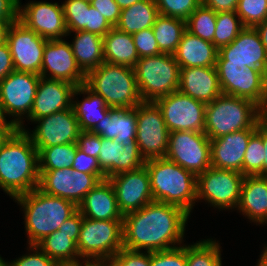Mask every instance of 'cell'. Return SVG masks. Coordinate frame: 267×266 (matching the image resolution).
Returning <instances> with one entry per match:
<instances>
[{
    "mask_svg": "<svg viewBox=\"0 0 267 266\" xmlns=\"http://www.w3.org/2000/svg\"><path fill=\"white\" fill-rule=\"evenodd\" d=\"M189 215L179 206L151 201L123 215V248L147 252L176 248L170 245L182 242Z\"/></svg>",
    "mask_w": 267,
    "mask_h": 266,
    "instance_id": "6da1fadb",
    "label": "cell"
},
{
    "mask_svg": "<svg viewBox=\"0 0 267 266\" xmlns=\"http://www.w3.org/2000/svg\"><path fill=\"white\" fill-rule=\"evenodd\" d=\"M38 151L26 130L16 128L0 148V187L13 199L39 187Z\"/></svg>",
    "mask_w": 267,
    "mask_h": 266,
    "instance_id": "7a4b0ae2",
    "label": "cell"
},
{
    "mask_svg": "<svg viewBox=\"0 0 267 266\" xmlns=\"http://www.w3.org/2000/svg\"><path fill=\"white\" fill-rule=\"evenodd\" d=\"M24 208L29 245L35 246L55 232L78 207L71 201L51 196L39 188L14 198Z\"/></svg>",
    "mask_w": 267,
    "mask_h": 266,
    "instance_id": "3957f363",
    "label": "cell"
},
{
    "mask_svg": "<svg viewBox=\"0 0 267 266\" xmlns=\"http://www.w3.org/2000/svg\"><path fill=\"white\" fill-rule=\"evenodd\" d=\"M153 201L183 208L190 214L197 198V176L166 158L146 160Z\"/></svg>",
    "mask_w": 267,
    "mask_h": 266,
    "instance_id": "277c9868",
    "label": "cell"
},
{
    "mask_svg": "<svg viewBox=\"0 0 267 266\" xmlns=\"http://www.w3.org/2000/svg\"><path fill=\"white\" fill-rule=\"evenodd\" d=\"M262 121V109L254 102L221 94L206 104L204 133L209 139H215L257 127Z\"/></svg>",
    "mask_w": 267,
    "mask_h": 266,
    "instance_id": "5b68a950",
    "label": "cell"
},
{
    "mask_svg": "<svg viewBox=\"0 0 267 266\" xmlns=\"http://www.w3.org/2000/svg\"><path fill=\"white\" fill-rule=\"evenodd\" d=\"M85 85L111 108H133L143 102L131 67L103 62L86 74Z\"/></svg>",
    "mask_w": 267,
    "mask_h": 266,
    "instance_id": "8992f818",
    "label": "cell"
},
{
    "mask_svg": "<svg viewBox=\"0 0 267 266\" xmlns=\"http://www.w3.org/2000/svg\"><path fill=\"white\" fill-rule=\"evenodd\" d=\"M133 68L143 102H155L178 91L180 66L174 54L139 58Z\"/></svg>",
    "mask_w": 267,
    "mask_h": 266,
    "instance_id": "52a82bcc",
    "label": "cell"
},
{
    "mask_svg": "<svg viewBox=\"0 0 267 266\" xmlns=\"http://www.w3.org/2000/svg\"><path fill=\"white\" fill-rule=\"evenodd\" d=\"M80 258L107 261L123 248V220H93L83 217L77 241ZM89 258V259H88Z\"/></svg>",
    "mask_w": 267,
    "mask_h": 266,
    "instance_id": "ba28073f",
    "label": "cell"
},
{
    "mask_svg": "<svg viewBox=\"0 0 267 266\" xmlns=\"http://www.w3.org/2000/svg\"><path fill=\"white\" fill-rule=\"evenodd\" d=\"M222 94L244 98L261 109L267 103L266 76L263 70L246 68L244 64L215 65Z\"/></svg>",
    "mask_w": 267,
    "mask_h": 266,
    "instance_id": "9c48e42d",
    "label": "cell"
},
{
    "mask_svg": "<svg viewBox=\"0 0 267 266\" xmlns=\"http://www.w3.org/2000/svg\"><path fill=\"white\" fill-rule=\"evenodd\" d=\"M165 158L198 176L211 167L210 139L202 132L172 131Z\"/></svg>",
    "mask_w": 267,
    "mask_h": 266,
    "instance_id": "30bf717a",
    "label": "cell"
},
{
    "mask_svg": "<svg viewBox=\"0 0 267 266\" xmlns=\"http://www.w3.org/2000/svg\"><path fill=\"white\" fill-rule=\"evenodd\" d=\"M136 118V142L142 157L145 161L165 158L170 132L161 109L155 102H141L136 106Z\"/></svg>",
    "mask_w": 267,
    "mask_h": 266,
    "instance_id": "8fae6325",
    "label": "cell"
},
{
    "mask_svg": "<svg viewBox=\"0 0 267 266\" xmlns=\"http://www.w3.org/2000/svg\"><path fill=\"white\" fill-rule=\"evenodd\" d=\"M39 189L44 193L61 197L78 206L84 196L101 181L105 174H87L72 168L39 170Z\"/></svg>",
    "mask_w": 267,
    "mask_h": 266,
    "instance_id": "7c38bea8",
    "label": "cell"
},
{
    "mask_svg": "<svg viewBox=\"0 0 267 266\" xmlns=\"http://www.w3.org/2000/svg\"><path fill=\"white\" fill-rule=\"evenodd\" d=\"M40 77L33 73L14 70L0 81V105L4 114L17 117L11 122L20 130H25L20 116L30 115Z\"/></svg>",
    "mask_w": 267,
    "mask_h": 266,
    "instance_id": "4fadbf2b",
    "label": "cell"
},
{
    "mask_svg": "<svg viewBox=\"0 0 267 266\" xmlns=\"http://www.w3.org/2000/svg\"><path fill=\"white\" fill-rule=\"evenodd\" d=\"M244 175L238 171L208 168L197 176V198L220 209L236 208Z\"/></svg>",
    "mask_w": 267,
    "mask_h": 266,
    "instance_id": "5bb4252c",
    "label": "cell"
},
{
    "mask_svg": "<svg viewBox=\"0 0 267 266\" xmlns=\"http://www.w3.org/2000/svg\"><path fill=\"white\" fill-rule=\"evenodd\" d=\"M155 103L162 111L169 132L204 133L206 103L193 99L179 90L157 99Z\"/></svg>",
    "mask_w": 267,
    "mask_h": 266,
    "instance_id": "9a60e30c",
    "label": "cell"
},
{
    "mask_svg": "<svg viewBox=\"0 0 267 266\" xmlns=\"http://www.w3.org/2000/svg\"><path fill=\"white\" fill-rule=\"evenodd\" d=\"M47 41L19 20L14 22L7 34L14 70L40 75Z\"/></svg>",
    "mask_w": 267,
    "mask_h": 266,
    "instance_id": "2e32d148",
    "label": "cell"
},
{
    "mask_svg": "<svg viewBox=\"0 0 267 266\" xmlns=\"http://www.w3.org/2000/svg\"><path fill=\"white\" fill-rule=\"evenodd\" d=\"M39 122L33 134H29L36 148L76 143L81 129L72 108L36 119Z\"/></svg>",
    "mask_w": 267,
    "mask_h": 266,
    "instance_id": "e0dca14e",
    "label": "cell"
},
{
    "mask_svg": "<svg viewBox=\"0 0 267 266\" xmlns=\"http://www.w3.org/2000/svg\"><path fill=\"white\" fill-rule=\"evenodd\" d=\"M216 64H244L267 71V51L255 27H245L229 45L218 50Z\"/></svg>",
    "mask_w": 267,
    "mask_h": 266,
    "instance_id": "ac0fdd59",
    "label": "cell"
},
{
    "mask_svg": "<svg viewBox=\"0 0 267 266\" xmlns=\"http://www.w3.org/2000/svg\"><path fill=\"white\" fill-rule=\"evenodd\" d=\"M108 180L114 187L117 205L123 215L137 211L153 201L150 177L145 166L116 174Z\"/></svg>",
    "mask_w": 267,
    "mask_h": 266,
    "instance_id": "d6986e66",
    "label": "cell"
},
{
    "mask_svg": "<svg viewBox=\"0 0 267 266\" xmlns=\"http://www.w3.org/2000/svg\"><path fill=\"white\" fill-rule=\"evenodd\" d=\"M65 81L78 87L85 84L86 74L77 65L70 44L63 39L48 40L45 45L40 76Z\"/></svg>",
    "mask_w": 267,
    "mask_h": 266,
    "instance_id": "ffe728a7",
    "label": "cell"
},
{
    "mask_svg": "<svg viewBox=\"0 0 267 266\" xmlns=\"http://www.w3.org/2000/svg\"><path fill=\"white\" fill-rule=\"evenodd\" d=\"M19 21L47 40L68 34L63 7L57 3L30 2L19 9Z\"/></svg>",
    "mask_w": 267,
    "mask_h": 266,
    "instance_id": "44dd1931",
    "label": "cell"
},
{
    "mask_svg": "<svg viewBox=\"0 0 267 266\" xmlns=\"http://www.w3.org/2000/svg\"><path fill=\"white\" fill-rule=\"evenodd\" d=\"M256 129L257 127H251L210 139L211 166L242 173L247 144Z\"/></svg>",
    "mask_w": 267,
    "mask_h": 266,
    "instance_id": "7402d4cb",
    "label": "cell"
},
{
    "mask_svg": "<svg viewBox=\"0 0 267 266\" xmlns=\"http://www.w3.org/2000/svg\"><path fill=\"white\" fill-rule=\"evenodd\" d=\"M77 87L71 83L40 77L34 104L28 119L35 121L44 116L72 108L73 92Z\"/></svg>",
    "mask_w": 267,
    "mask_h": 266,
    "instance_id": "603a6c76",
    "label": "cell"
},
{
    "mask_svg": "<svg viewBox=\"0 0 267 266\" xmlns=\"http://www.w3.org/2000/svg\"><path fill=\"white\" fill-rule=\"evenodd\" d=\"M98 162L101 171L108 179L122 172L140 169L146 161L140 154L138 144L123 147L113 139L102 138Z\"/></svg>",
    "mask_w": 267,
    "mask_h": 266,
    "instance_id": "cb8c5ba5",
    "label": "cell"
},
{
    "mask_svg": "<svg viewBox=\"0 0 267 266\" xmlns=\"http://www.w3.org/2000/svg\"><path fill=\"white\" fill-rule=\"evenodd\" d=\"M178 90L206 104L222 94L215 67L180 68Z\"/></svg>",
    "mask_w": 267,
    "mask_h": 266,
    "instance_id": "d4e9b609",
    "label": "cell"
},
{
    "mask_svg": "<svg viewBox=\"0 0 267 266\" xmlns=\"http://www.w3.org/2000/svg\"><path fill=\"white\" fill-rule=\"evenodd\" d=\"M102 138L113 139L124 146L137 144L136 107L110 108L104 119L91 131Z\"/></svg>",
    "mask_w": 267,
    "mask_h": 266,
    "instance_id": "484cf974",
    "label": "cell"
},
{
    "mask_svg": "<svg viewBox=\"0 0 267 266\" xmlns=\"http://www.w3.org/2000/svg\"><path fill=\"white\" fill-rule=\"evenodd\" d=\"M83 217L93 220H123L113 185L108 179L101 181L77 206Z\"/></svg>",
    "mask_w": 267,
    "mask_h": 266,
    "instance_id": "4316f807",
    "label": "cell"
},
{
    "mask_svg": "<svg viewBox=\"0 0 267 266\" xmlns=\"http://www.w3.org/2000/svg\"><path fill=\"white\" fill-rule=\"evenodd\" d=\"M218 49L212 42L185 30L174 53L180 68L215 67Z\"/></svg>",
    "mask_w": 267,
    "mask_h": 266,
    "instance_id": "83f0119b",
    "label": "cell"
},
{
    "mask_svg": "<svg viewBox=\"0 0 267 266\" xmlns=\"http://www.w3.org/2000/svg\"><path fill=\"white\" fill-rule=\"evenodd\" d=\"M238 209L254 222L267 223V176H245Z\"/></svg>",
    "mask_w": 267,
    "mask_h": 266,
    "instance_id": "f1b7e54d",
    "label": "cell"
},
{
    "mask_svg": "<svg viewBox=\"0 0 267 266\" xmlns=\"http://www.w3.org/2000/svg\"><path fill=\"white\" fill-rule=\"evenodd\" d=\"M104 62L133 68L139 56L132 34L112 27L103 37Z\"/></svg>",
    "mask_w": 267,
    "mask_h": 266,
    "instance_id": "f546056e",
    "label": "cell"
},
{
    "mask_svg": "<svg viewBox=\"0 0 267 266\" xmlns=\"http://www.w3.org/2000/svg\"><path fill=\"white\" fill-rule=\"evenodd\" d=\"M77 65L87 74L104 62L103 37L85 30L75 31V39L70 44Z\"/></svg>",
    "mask_w": 267,
    "mask_h": 266,
    "instance_id": "4dcf8cb0",
    "label": "cell"
},
{
    "mask_svg": "<svg viewBox=\"0 0 267 266\" xmlns=\"http://www.w3.org/2000/svg\"><path fill=\"white\" fill-rule=\"evenodd\" d=\"M88 94V96L79 103L72 102V109L79 122L81 131H92L97 123L104 119L111 107H108L104 99L95 94L85 84L78 86L73 96L76 94Z\"/></svg>",
    "mask_w": 267,
    "mask_h": 266,
    "instance_id": "1f68e13d",
    "label": "cell"
},
{
    "mask_svg": "<svg viewBox=\"0 0 267 266\" xmlns=\"http://www.w3.org/2000/svg\"><path fill=\"white\" fill-rule=\"evenodd\" d=\"M158 15L154 0H141L121 9L120 19L115 27L122 32L133 34L151 28Z\"/></svg>",
    "mask_w": 267,
    "mask_h": 266,
    "instance_id": "d6a6232c",
    "label": "cell"
},
{
    "mask_svg": "<svg viewBox=\"0 0 267 266\" xmlns=\"http://www.w3.org/2000/svg\"><path fill=\"white\" fill-rule=\"evenodd\" d=\"M37 246L59 266L80 265L76 259L80 257L79 252L76 243L72 240V235L57 230L42 239Z\"/></svg>",
    "mask_w": 267,
    "mask_h": 266,
    "instance_id": "836d02e7",
    "label": "cell"
},
{
    "mask_svg": "<svg viewBox=\"0 0 267 266\" xmlns=\"http://www.w3.org/2000/svg\"><path fill=\"white\" fill-rule=\"evenodd\" d=\"M152 30L160 51L174 54L186 30V21L159 14Z\"/></svg>",
    "mask_w": 267,
    "mask_h": 266,
    "instance_id": "e575fe53",
    "label": "cell"
},
{
    "mask_svg": "<svg viewBox=\"0 0 267 266\" xmlns=\"http://www.w3.org/2000/svg\"><path fill=\"white\" fill-rule=\"evenodd\" d=\"M77 148L76 143L37 148L39 170L72 168Z\"/></svg>",
    "mask_w": 267,
    "mask_h": 266,
    "instance_id": "d590c367",
    "label": "cell"
},
{
    "mask_svg": "<svg viewBox=\"0 0 267 266\" xmlns=\"http://www.w3.org/2000/svg\"><path fill=\"white\" fill-rule=\"evenodd\" d=\"M217 13L201 4L186 20V30L214 44Z\"/></svg>",
    "mask_w": 267,
    "mask_h": 266,
    "instance_id": "8d00e7d4",
    "label": "cell"
},
{
    "mask_svg": "<svg viewBox=\"0 0 267 266\" xmlns=\"http://www.w3.org/2000/svg\"><path fill=\"white\" fill-rule=\"evenodd\" d=\"M220 246L207 239L186 246L187 266H222Z\"/></svg>",
    "mask_w": 267,
    "mask_h": 266,
    "instance_id": "74e56055",
    "label": "cell"
},
{
    "mask_svg": "<svg viewBox=\"0 0 267 266\" xmlns=\"http://www.w3.org/2000/svg\"><path fill=\"white\" fill-rule=\"evenodd\" d=\"M244 28L245 26L236 12L217 13L214 46L219 50L221 47L229 45Z\"/></svg>",
    "mask_w": 267,
    "mask_h": 266,
    "instance_id": "f35d334b",
    "label": "cell"
},
{
    "mask_svg": "<svg viewBox=\"0 0 267 266\" xmlns=\"http://www.w3.org/2000/svg\"><path fill=\"white\" fill-rule=\"evenodd\" d=\"M264 152L262 138L255 132L250 137L244 154L242 165L244 176H263Z\"/></svg>",
    "mask_w": 267,
    "mask_h": 266,
    "instance_id": "ab89813d",
    "label": "cell"
},
{
    "mask_svg": "<svg viewBox=\"0 0 267 266\" xmlns=\"http://www.w3.org/2000/svg\"><path fill=\"white\" fill-rule=\"evenodd\" d=\"M236 14L245 27H255L267 20V0H238Z\"/></svg>",
    "mask_w": 267,
    "mask_h": 266,
    "instance_id": "60d3db41",
    "label": "cell"
},
{
    "mask_svg": "<svg viewBox=\"0 0 267 266\" xmlns=\"http://www.w3.org/2000/svg\"><path fill=\"white\" fill-rule=\"evenodd\" d=\"M89 5L90 2L85 0H67L62 4L68 33L80 30L86 31L87 8Z\"/></svg>",
    "mask_w": 267,
    "mask_h": 266,
    "instance_id": "b9f144b4",
    "label": "cell"
},
{
    "mask_svg": "<svg viewBox=\"0 0 267 266\" xmlns=\"http://www.w3.org/2000/svg\"><path fill=\"white\" fill-rule=\"evenodd\" d=\"M154 2L159 14L185 21L202 4V0H154Z\"/></svg>",
    "mask_w": 267,
    "mask_h": 266,
    "instance_id": "7bdbcfd3",
    "label": "cell"
},
{
    "mask_svg": "<svg viewBox=\"0 0 267 266\" xmlns=\"http://www.w3.org/2000/svg\"><path fill=\"white\" fill-rule=\"evenodd\" d=\"M150 266H187L186 246L150 252Z\"/></svg>",
    "mask_w": 267,
    "mask_h": 266,
    "instance_id": "ee69618b",
    "label": "cell"
},
{
    "mask_svg": "<svg viewBox=\"0 0 267 266\" xmlns=\"http://www.w3.org/2000/svg\"><path fill=\"white\" fill-rule=\"evenodd\" d=\"M139 58L162 54L155 39L152 27L132 34Z\"/></svg>",
    "mask_w": 267,
    "mask_h": 266,
    "instance_id": "f6af8a7d",
    "label": "cell"
},
{
    "mask_svg": "<svg viewBox=\"0 0 267 266\" xmlns=\"http://www.w3.org/2000/svg\"><path fill=\"white\" fill-rule=\"evenodd\" d=\"M107 262L111 266H150V252L144 254L122 248Z\"/></svg>",
    "mask_w": 267,
    "mask_h": 266,
    "instance_id": "bcb514c9",
    "label": "cell"
},
{
    "mask_svg": "<svg viewBox=\"0 0 267 266\" xmlns=\"http://www.w3.org/2000/svg\"><path fill=\"white\" fill-rule=\"evenodd\" d=\"M29 248L33 249V251L35 250L34 253L29 255H24L21 258L16 259L11 263H7V265L8 266H59L46 253H44L41 249H39L37 245L35 246L30 245Z\"/></svg>",
    "mask_w": 267,
    "mask_h": 266,
    "instance_id": "7dc6e473",
    "label": "cell"
},
{
    "mask_svg": "<svg viewBox=\"0 0 267 266\" xmlns=\"http://www.w3.org/2000/svg\"><path fill=\"white\" fill-rule=\"evenodd\" d=\"M76 144L78 149L86 155L98 158L102 144V137L91 131H81Z\"/></svg>",
    "mask_w": 267,
    "mask_h": 266,
    "instance_id": "c3c4849f",
    "label": "cell"
},
{
    "mask_svg": "<svg viewBox=\"0 0 267 266\" xmlns=\"http://www.w3.org/2000/svg\"><path fill=\"white\" fill-rule=\"evenodd\" d=\"M112 28L103 15L93 6L87 8L86 31L98 34L102 37Z\"/></svg>",
    "mask_w": 267,
    "mask_h": 266,
    "instance_id": "681fc988",
    "label": "cell"
},
{
    "mask_svg": "<svg viewBox=\"0 0 267 266\" xmlns=\"http://www.w3.org/2000/svg\"><path fill=\"white\" fill-rule=\"evenodd\" d=\"M90 5L100 12L112 27L117 25L121 8L114 0H91Z\"/></svg>",
    "mask_w": 267,
    "mask_h": 266,
    "instance_id": "f907efd6",
    "label": "cell"
},
{
    "mask_svg": "<svg viewBox=\"0 0 267 266\" xmlns=\"http://www.w3.org/2000/svg\"><path fill=\"white\" fill-rule=\"evenodd\" d=\"M72 169L87 174H104L101 171L98 158L86 155L78 148L72 164Z\"/></svg>",
    "mask_w": 267,
    "mask_h": 266,
    "instance_id": "816d5d0a",
    "label": "cell"
},
{
    "mask_svg": "<svg viewBox=\"0 0 267 266\" xmlns=\"http://www.w3.org/2000/svg\"><path fill=\"white\" fill-rule=\"evenodd\" d=\"M82 221L83 216L77 210L71 217L63 222L58 231L67 235H72V240L77 244Z\"/></svg>",
    "mask_w": 267,
    "mask_h": 266,
    "instance_id": "f5cc1de1",
    "label": "cell"
},
{
    "mask_svg": "<svg viewBox=\"0 0 267 266\" xmlns=\"http://www.w3.org/2000/svg\"><path fill=\"white\" fill-rule=\"evenodd\" d=\"M20 0H0V20L18 21Z\"/></svg>",
    "mask_w": 267,
    "mask_h": 266,
    "instance_id": "db71d44e",
    "label": "cell"
},
{
    "mask_svg": "<svg viewBox=\"0 0 267 266\" xmlns=\"http://www.w3.org/2000/svg\"><path fill=\"white\" fill-rule=\"evenodd\" d=\"M14 71L13 58L8 43L0 45V81Z\"/></svg>",
    "mask_w": 267,
    "mask_h": 266,
    "instance_id": "11a10c76",
    "label": "cell"
},
{
    "mask_svg": "<svg viewBox=\"0 0 267 266\" xmlns=\"http://www.w3.org/2000/svg\"><path fill=\"white\" fill-rule=\"evenodd\" d=\"M202 4L214 12H236L238 0H202Z\"/></svg>",
    "mask_w": 267,
    "mask_h": 266,
    "instance_id": "9f6ffc18",
    "label": "cell"
},
{
    "mask_svg": "<svg viewBox=\"0 0 267 266\" xmlns=\"http://www.w3.org/2000/svg\"><path fill=\"white\" fill-rule=\"evenodd\" d=\"M256 133L262 138L265 149L263 162V176H267V125L262 121L256 129Z\"/></svg>",
    "mask_w": 267,
    "mask_h": 266,
    "instance_id": "6f0895ef",
    "label": "cell"
},
{
    "mask_svg": "<svg viewBox=\"0 0 267 266\" xmlns=\"http://www.w3.org/2000/svg\"><path fill=\"white\" fill-rule=\"evenodd\" d=\"M16 21L0 20V45L7 42V34L10 26Z\"/></svg>",
    "mask_w": 267,
    "mask_h": 266,
    "instance_id": "680465c9",
    "label": "cell"
},
{
    "mask_svg": "<svg viewBox=\"0 0 267 266\" xmlns=\"http://www.w3.org/2000/svg\"><path fill=\"white\" fill-rule=\"evenodd\" d=\"M255 29L259 33V36L261 38V42L263 43V45L267 51V20L260 23V24H257L255 26Z\"/></svg>",
    "mask_w": 267,
    "mask_h": 266,
    "instance_id": "91938a15",
    "label": "cell"
},
{
    "mask_svg": "<svg viewBox=\"0 0 267 266\" xmlns=\"http://www.w3.org/2000/svg\"><path fill=\"white\" fill-rule=\"evenodd\" d=\"M4 115V111L0 105V130H15L17 127L11 121L8 122Z\"/></svg>",
    "mask_w": 267,
    "mask_h": 266,
    "instance_id": "94428289",
    "label": "cell"
},
{
    "mask_svg": "<svg viewBox=\"0 0 267 266\" xmlns=\"http://www.w3.org/2000/svg\"><path fill=\"white\" fill-rule=\"evenodd\" d=\"M121 9L129 7L141 0H114Z\"/></svg>",
    "mask_w": 267,
    "mask_h": 266,
    "instance_id": "6125c7cd",
    "label": "cell"
},
{
    "mask_svg": "<svg viewBox=\"0 0 267 266\" xmlns=\"http://www.w3.org/2000/svg\"><path fill=\"white\" fill-rule=\"evenodd\" d=\"M85 264L83 266H111L107 261H85ZM79 266H82V264H80Z\"/></svg>",
    "mask_w": 267,
    "mask_h": 266,
    "instance_id": "be15d7a7",
    "label": "cell"
},
{
    "mask_svg": "<svg viewBox=\"0 0 267 266\" xmlns=\"http://www.w3.org/2000/svg\"><path fill=\"white\" fill-rule=\"evenodd\" d=\"M14 130H0V148Z\"/></svg>",
    "mask_w": 267,
    "mask_h": 266,
    "instance_id": "e7e4bbea",
    "label": "cell"
},
{
    "mask_svg": "<svg viewBox=\"0 0 267 266\" xmlns=\"http://www.w3.org/2000/svg\"><path fill=\"white\" fill-rule=\"evenodd\" d=\"M257 266H267V247L263 251Z\"/></svg>",
    "mask_w": 267,
    "mask_h": 266,
    "instance_id": "03108f58",
    "label": "cell"
},
{
    "mask_svg": "<svg viewBox=\"0 0 267 266\" xmlns=\"http://www.w3.org/2000/svg\"><path fill=\"white\" fill-rule=\"evenodd\" d=\"M262 120L267 125V103L265 107L262 109Z\"/></svg>",
    "mask_w": 267,
    "mask_h": 266,
    "instance_id": "003e7915",
    "label": "cell"
},
{
    "mask_svg": "<svg viewBox=\"0 0 267 266\" xmlns=\"http://www.w3.org/2000/svg\"><path fill=\"white\" fill-rule=\"evenodd\" d=\"M7 263L0 257V266H8Z\"/></svg>",
    "mask_w": 267,
    "mask_h": 266,
    "instance_id": "a7ac6f4b",
    "label": "cell"
},
{
    "mask_svg": "<svg viewBox=\"0 0 267 266\" xmlns=\"http://www.w3.org/2000/svg\"><path fill=\"white\" fill-rule=\"evenodd\" d=\"M265 76H266V91H267V71L265 73Z\"/></svg>",
    "mask_w": 267,
    "mask_h": 266,
    "instance_id": "89a4df30",
    "label": "cell"
}]
</instances>
